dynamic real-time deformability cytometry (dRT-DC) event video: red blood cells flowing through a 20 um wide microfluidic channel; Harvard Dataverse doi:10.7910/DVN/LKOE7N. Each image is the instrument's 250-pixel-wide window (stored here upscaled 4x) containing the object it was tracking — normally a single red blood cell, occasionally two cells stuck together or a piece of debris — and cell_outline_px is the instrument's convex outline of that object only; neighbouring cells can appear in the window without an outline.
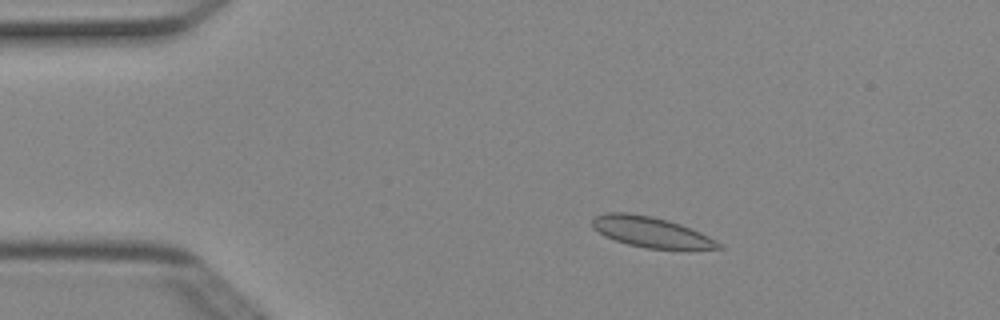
{"species": "Egyptian fruit bat (a non-hibernating species)", "species_latin": "Rousettus aegyptiacus", "temperature_condition": "cold", "stored_images_in_passage": 5, "camera_frame_rate_fps": 3000, "um_per_image_px": 0.085, "animal": {"sex": "female"}, "frame": {"image": 1, "passage_image": 3, "time_ms": 0.667, "image_size_px": [1000, 320], "cell_outline_px": [[724, 248], [644, 248], [628, 244], [604, 236], [592, 228], [592, 220], [596, 216], [604, 212], [628, 212], [652, 216], [668, 220], [692, 228], [716, 240]], "centroid_in_image_um": [55.27, 19.69], "position_along_channel_um": 29.7, "area_um2": 22.25}}